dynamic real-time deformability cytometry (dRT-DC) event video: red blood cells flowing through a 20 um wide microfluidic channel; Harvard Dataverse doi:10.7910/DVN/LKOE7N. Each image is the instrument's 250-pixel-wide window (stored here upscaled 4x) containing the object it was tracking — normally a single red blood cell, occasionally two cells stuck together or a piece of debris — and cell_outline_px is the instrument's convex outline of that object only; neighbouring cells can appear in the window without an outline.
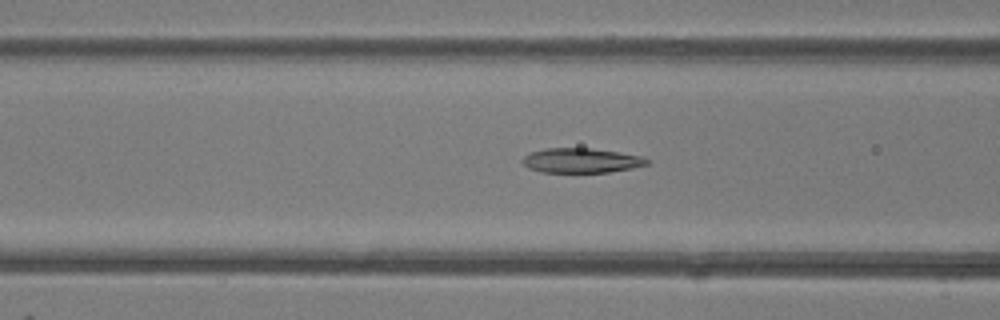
{"species": "common noctule bat (a hibernating species)", "species_latin": "Nyctalus noctula", "temperature_condition": "room temperature", "stored_images_in_passage": 36, "camera_frame_rate_fps": 3000, "um_per_image_px": 0.085, "animal": {"sex": "female"}, "frame": {"image": 1, "passage_image": 9, "time_ms": 2.667, "image_size_px": [1000, 320], "cell_outline_px": [[648, 164], [632, 168], [608, 172], [540, 172], [528, 168], [520, 160], [524, 156], [532, 152], [544, 148], [592, 148], [644, 156], [648, 160]], "centroid_in_image_um": [49.39, 13.64], "position_along_channel_um": 117.2, "area_um2": 17.92}}
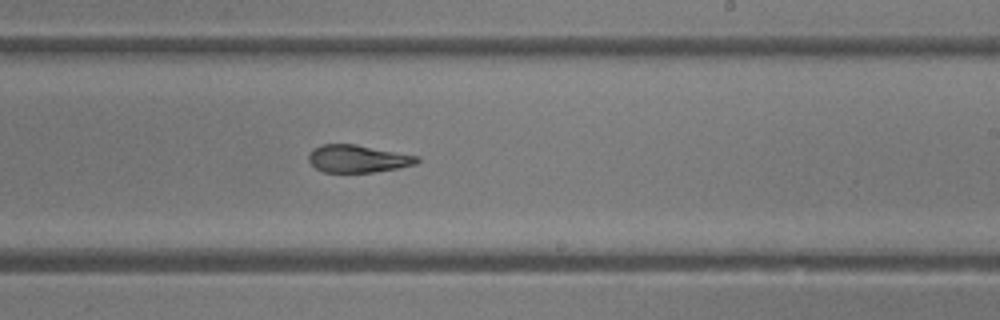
{"frame": {"image": 2, "passage_image": 19, "time_ms": 6.0, "image_size_px": [1000, 320], "cell_outline_px": [[420, 160], [416, 164], [396, 168], [372, 172], [324, 172], [316, 168], [308, 160], [308, 152], [312, 148], [320, 144], [356, 144], [420, 156]], "centroid_in_image_um": [30.39, 13.47], "position_along_channel_um": 258.6, "area_um2": 17.51}}
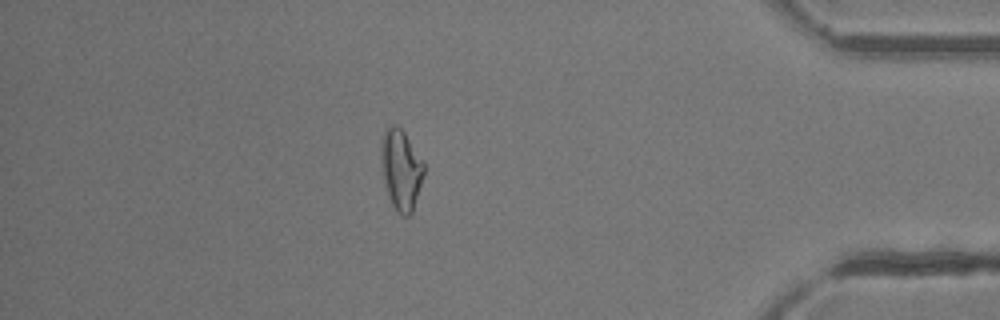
{"frame": {"image": 3, "passage_image": 32, "time_ms": 10.333, "image_size_px": [1000, 320], "cell_outline_px": [[424, 176], [412, 212], [408, 216], [400, 216], [396, 212], [388, 196], [384, 176], [380, 152], [380, 148], [384, 132], [392, 124], [396, 124], [404, 132], [424, 160]], "centroid_in_image_um": [34.11, 14.42], "position_along_channel_um": 401.1, "area_um2": 20.06}}